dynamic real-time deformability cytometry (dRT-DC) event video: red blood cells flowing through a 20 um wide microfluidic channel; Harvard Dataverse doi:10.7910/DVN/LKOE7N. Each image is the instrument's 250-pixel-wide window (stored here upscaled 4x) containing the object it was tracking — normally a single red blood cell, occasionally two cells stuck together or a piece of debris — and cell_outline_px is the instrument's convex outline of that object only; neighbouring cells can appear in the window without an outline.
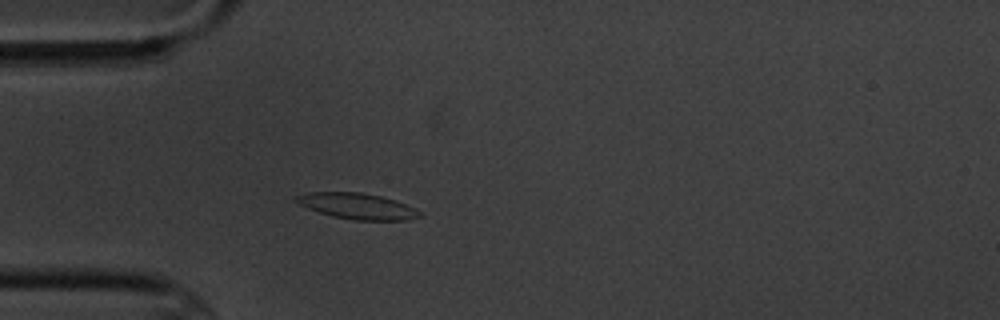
{"species": "common noctule bat (a hibernating species)", "species_latin": "Nyctalus noctula", "temperature_condition": "cold", "stored_images_in_passage": 2, "camera_frame_rate_fps": 3000, "um_per_image_px": 0.085, "animal": {"sex": "male", "body_mass_g": 20.1, "forearm_length_mm": 53.5}, "frame": {"image": 1, "passage_image": 2, "time_ms": 1.333, "image_size_px": [1000, 320], "cell_outline_px": [[424, 216], [408, 220], [352, 220], [332, 216], [308, 208], [292, 200], [296, 196], [304, 192], [360, 192], [380, 196], [416, 208], [424, 212]], "centroid_in_image_um": [30.39, 17.52], "position_along_channel_um": 54.6, "area_um2": 18.73}}